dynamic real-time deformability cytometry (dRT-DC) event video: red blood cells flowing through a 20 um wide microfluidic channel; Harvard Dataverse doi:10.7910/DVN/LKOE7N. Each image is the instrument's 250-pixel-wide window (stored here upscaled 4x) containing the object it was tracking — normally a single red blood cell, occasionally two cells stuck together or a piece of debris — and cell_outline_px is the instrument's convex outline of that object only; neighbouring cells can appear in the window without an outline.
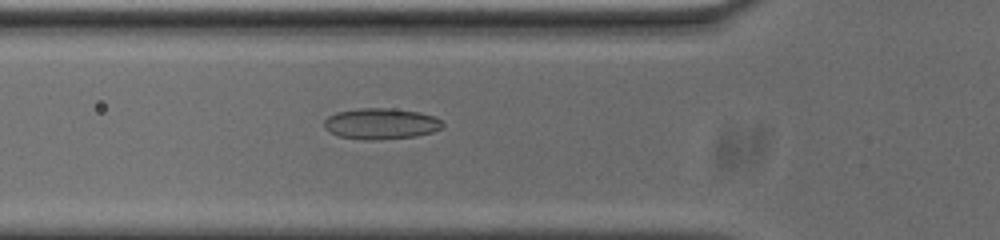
{"species": "common noctule bat (a hibernating species)", "species_latin": "Nyctalus noctula", "temperature_condition": "cold", "stored_images_in_passage": 54, "camera_frame_rate_fps": 3000, "um_per_image_px": 0.085, "animal": {"sex": "male", "body_mass_g": 20.0, "forearm_length_mm": 53.3}, "frame": {"image": 1, "passage_image": 18, "time_ms": 5.667, "image_size_px": [1000, 240], "cell_outline_px": [[444, 124], [440, 128], [432, 132], [416, 136], [380, 140], [364, 140], [340, 136], [328, 132], [324, 128], [324, 120], [328, 116], [336, 112], [356, 108], [388, 108], [420, 112], [432, 116], [440, 120]], "centroid_in_image_um": [32.33, 10.52], "position_along_channel_um": 93.5, "area_um2": 21.5}}
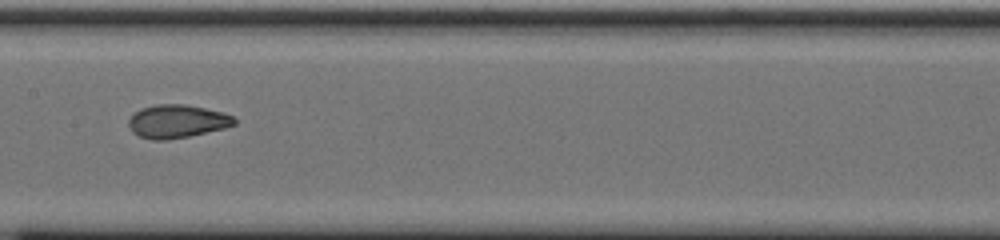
{"frame": {"image": 2, "passage_image": 26, "time_ms": 8.333, "image_size_px": [1000, 240], "cell_outline_px": [[236, 124], [224, 128], [188, 136], [164, 140], [152, 140], [140, 136], [132, 132], [128, 124], [128, 120], [140, 108], [156, 104], [184, 104], [224, 112], [232, 116], [236, 120]], "centroid_in_image_um": [15.04, 10.31], "position_along_channel_um": 192.4, "area_um2": 20.35}}
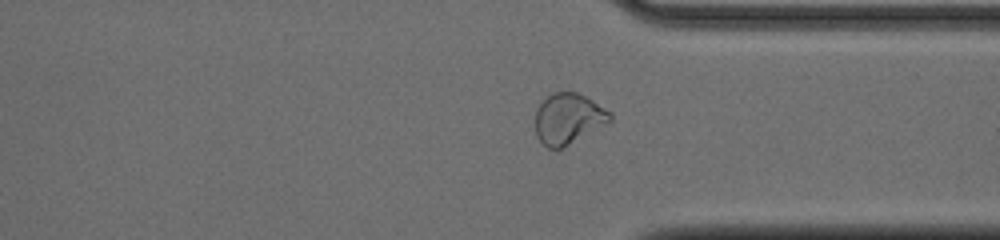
{"frame": {"image": 3, "passage_image": 40, "time_ms": 13.0, "image_size_px": [1000, 240], "cell_outline_px": [[612, 120], [568, 144], [560, 148], [548, 148], [536, 136], [536, 108], [552, 92], [576, 92], [592, 100], [612, 112]], "centroid_in_image_um": [48.3, 10.06], "position_along_channel_um": 363.1, "area_um2": 21.62}, "authors_computed_cell_mechanics": {"area_um2": 21.2415, "velocity_mm_per_s": 3.7011, "shape_relaxation_time_tau1_ms": null, "shape_relaxation_time_tau2_ms": 1.4243, "deformation_change_tau1": null, "deformation_change_tau2": 0.065}}